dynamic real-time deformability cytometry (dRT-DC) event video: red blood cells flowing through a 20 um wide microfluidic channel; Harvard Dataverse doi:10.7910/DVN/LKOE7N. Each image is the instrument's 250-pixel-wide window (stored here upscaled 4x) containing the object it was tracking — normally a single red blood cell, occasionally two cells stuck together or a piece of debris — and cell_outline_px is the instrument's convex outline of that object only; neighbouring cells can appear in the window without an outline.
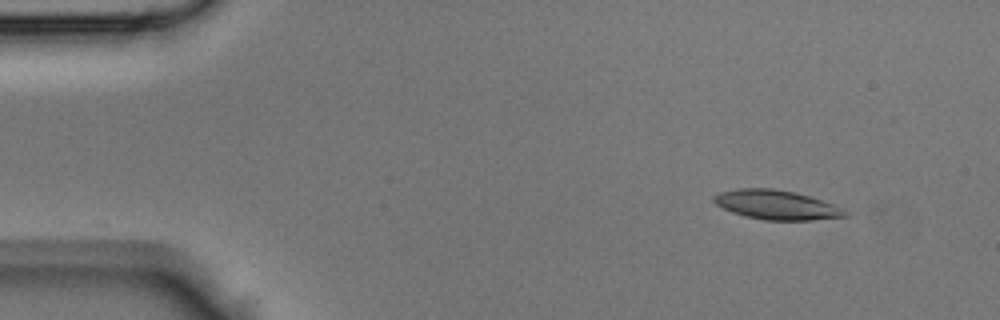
{"species": "Egyptian fruit bat (a non-hibernating species)", "species_latin": "Rousettus aegyptiacus", "temperature_condition": "room temperature", "stored_images_in_passage": 39, "camera_frame_rate_fps": 3000, "um_per_image_px": 0.085, "animal": {"sex": "male"}, "frame": {"image": 1, "passage_image": 1, "time_ms": 0.0, "image_size_px": [1000, 320], "cell_outline_px": [[848, 216], [812, 220], [764, 220], [744, 216], [732, 212], [716, 204], [712, 200], [712, 196], [720, 192], [736, 188], [772, 188], [796, 192], [832, 204], [848, 212]], "centroid_in_image_um": [65.96, 17.41], "position_along_channel_um": 19.0, "area_um2": 22.37}}
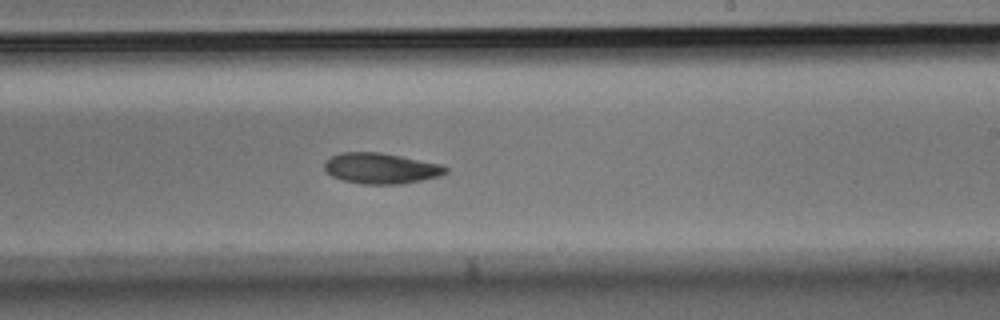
{"frame": {"image": 2, "passage_image": 22, "time_ms": 7.0, "image_size_px": [1000, 320], "cell_outline_px": [[448, 172], [440, 176], [400, 184], [364, 184], [344, 180], [332, 176], [324, 168], [324, 160], [340, 152], [380, 152], [440, 164], [448, 168]], "centroid_in_image_um": [32.36, 14.3], "position_along_channel_um": 256.6, "area_um2": 21.56}}
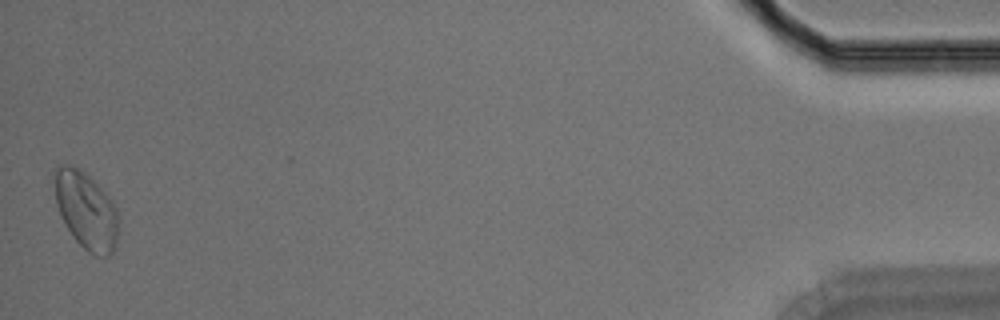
{"frame": {"image": 3, "passage_image": 39, "time_ms": 12.667, "image_size_px": [1000, 320], "cell_outline_px": [[116, 248], [108, 256], [96, 256], [88, 252], [72, 236], [64, 224], [60, 216], [56, 204], [52, 172], [60, 164], [68, 164], [84, 172], [112, 200], [116, 208]], "centroid_in_image_um": [7.26, 17.88], "position_along_channel_um": 427.9, "area_um2": 28.67}}